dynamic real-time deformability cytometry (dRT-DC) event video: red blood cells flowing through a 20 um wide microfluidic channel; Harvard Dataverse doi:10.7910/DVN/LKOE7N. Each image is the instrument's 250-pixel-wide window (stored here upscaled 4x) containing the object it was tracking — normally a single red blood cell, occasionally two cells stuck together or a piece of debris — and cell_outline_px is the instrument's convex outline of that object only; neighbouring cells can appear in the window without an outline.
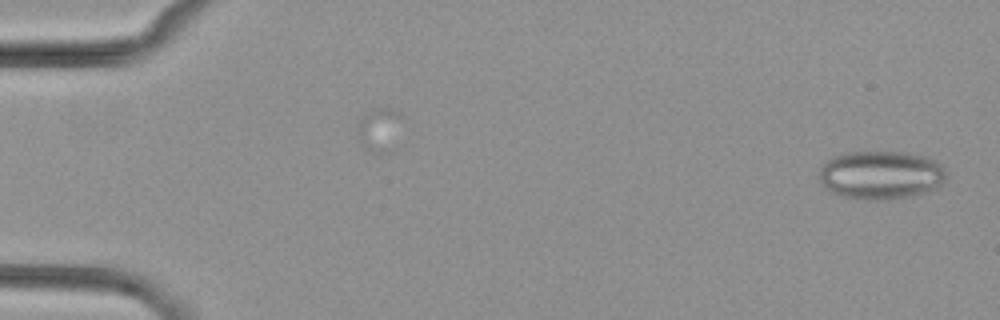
{"species": "common noctule bat (a hibernating species)", "species_latin": "Nyctalus noctula", "temperature_condition": "cold", "stored_images_in_passage": 3, "camera_frame_rate_fps": 3000, "um_per_image_px": 0.085, "animal": {"sex": "female", "body_mass_g": 29.2, "forearm_length_mm": 56.3}, "frame": {"image": 1, "passage_image": 3, "time_ms": 2.333, "image_size_px": [1000, 320], "cell_outline_px": [[948, 176], [940, 184], [924, 192], [908, 196], [884, 200], [864, 200], [840, 196], [832, 192], [820, 180], [820, 168], [832, 156], [844, 152], [908, 152], [924, 156], [936, 160], [948, 172]], "centroid_in_image_um": [74.88, 14.86], "position_along_channel_um": 10.1, "area_um2": 35.89}}